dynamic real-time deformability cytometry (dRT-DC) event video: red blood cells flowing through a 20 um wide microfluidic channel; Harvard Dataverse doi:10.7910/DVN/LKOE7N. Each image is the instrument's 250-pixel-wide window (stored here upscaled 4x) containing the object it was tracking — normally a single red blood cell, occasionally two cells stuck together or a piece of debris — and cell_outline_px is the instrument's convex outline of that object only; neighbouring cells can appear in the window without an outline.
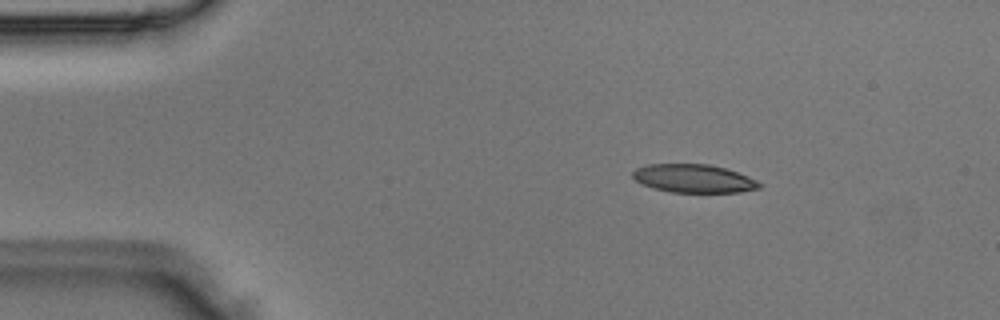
{"species": "Egyptian fruit bat (a non-hibernating species)", "species_latin": "Rousettus aegyptiacus", "temperature_condition": "room temperature", "stored_images_in_passage": 4, "camera_frame_rate_fps": 3000, "um_per_image_px": 0.085, "animal": {"sex": "male"}, "frame": {"image": 1, "passage_image": 2, "time_ms": 0.333, "image_size_px": [1000, 320], "cell_outline_px": [[760, 188], [740, 192], [672, 192], [652, 188], [640, 184], [632, 176], [632, 172], [636, 168], [648, 164], [708, 164], [724, 168], [748, 176], [756, 180], [760, 184]], "centroid_in_image_um": [58.92, 15.17], "position_along_channel_um": 26.1, "area_um2": 20.81}}
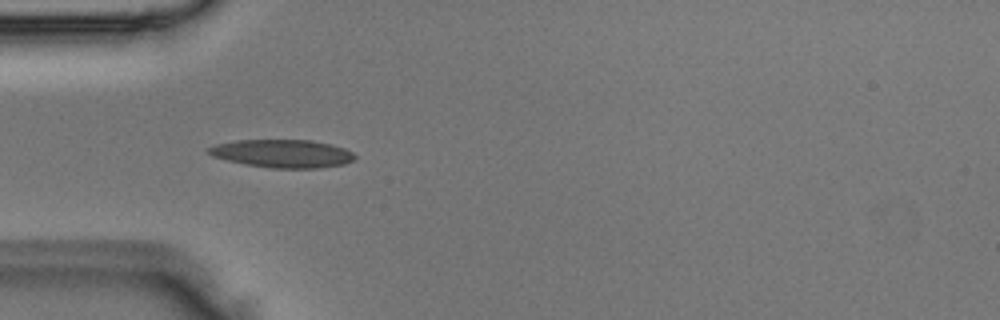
{"frame": {"image": 2, "passage_image": 4, "time_ms": 1.0, "image_size_px": [1000, 320], "cell_outline_px": [[356, 156], [352, 160], [344, 164], [316, 168], [272, 168], [248, 164], [228, 160], [212, 156], [204, 152], [204, 148], [216, 144], [236, 140], [312, 140], [332, 144], [344, 148], [352, 152]], "centroid_in_image_um": [23.97, 13.04], "position_along_channel_um": 61.0, "area_um2": 23.93}}